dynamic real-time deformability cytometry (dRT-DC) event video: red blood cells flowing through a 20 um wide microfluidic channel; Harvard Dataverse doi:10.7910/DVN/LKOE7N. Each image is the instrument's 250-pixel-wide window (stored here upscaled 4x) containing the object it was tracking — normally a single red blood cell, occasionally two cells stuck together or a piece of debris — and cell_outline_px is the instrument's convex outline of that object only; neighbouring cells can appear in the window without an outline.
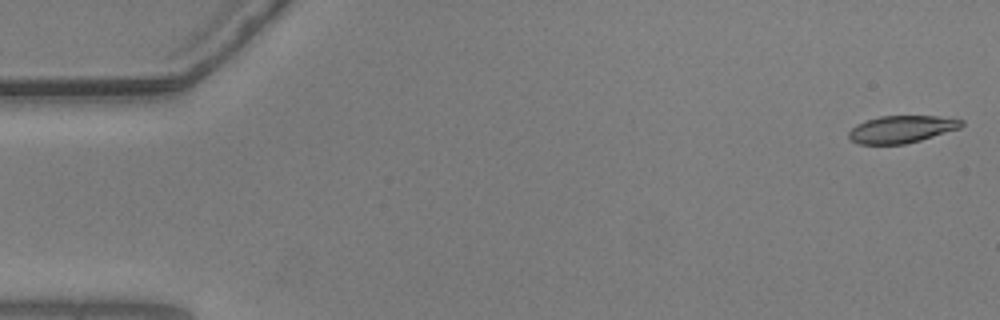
{"species": "common noctule bat (a hibernating species)", "species_latin": "Nyctalus noctula", "temperature_condition": "warm", "stored_images_in_passage": 46, "camera_frame_rate_fps": 3000, "um_per_image_px": 0.085, "animal": {"sex": "male", "body_mass_g": 20.5, "forearm_length_mm": 52.5}, "frame": {"image": 1, "passage_image": 1, "time_ms": 0.0, "image_size_px": [1000, 320], "cell_outline_px": [[964, 124], [960, 128], [920, 140], [904, 144], [860, 144], [852, 140], [848, 136], [848, 132], [856, 124], [880, 116], [936, 116], [964, 120]], "centroid_in_image_um": [76.64, 10.98], "position_along_channel_um": 8.4, "area_um2": 17.74}}
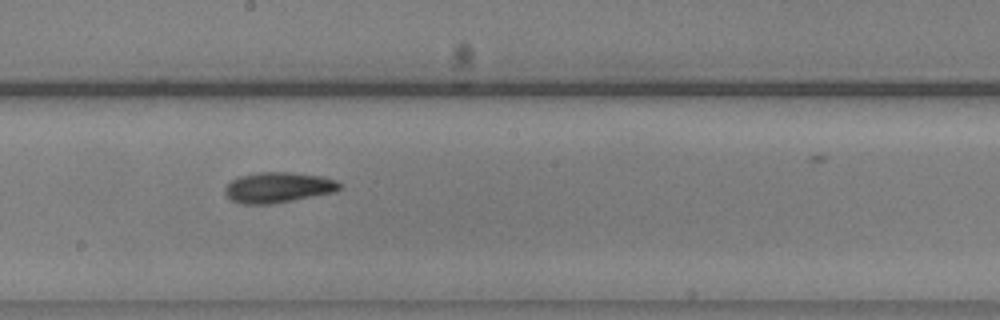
{"frame": {"image": 2, "passage_image": 30, "time_ms": 9.667, "image_size_px": [1000, 320], "cell_outline_px": [[344, 184], [336, 192], [272, 204], [240, 204], [232, 200], [224, 192], [224, 188], [232, 180], [240, 176], [260, 172], [292, 172], [320, 176], [336, 180]], "centroid_in_image_um": [23.67, 15.93], "position_along_channel_um": 224.5, "area_um2": 20.46}}
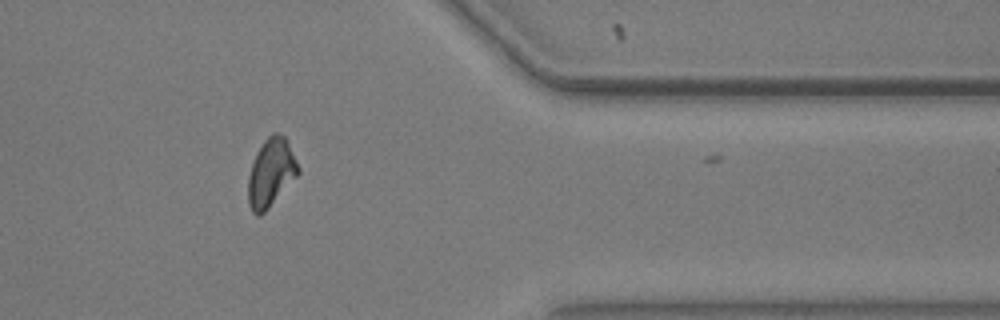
{"frame": {"image": 3, "passage_image": 45, "time_ms": 14.667, "image_size_px": [1000, 320], "cell_outline_px": [[300, 172], [268, 208], [260, 216], [256, 216], [252, 212], [248, 204], [248, 176], [256, 152], [264, 140], [272, 132], [276, 132], [284, 136], [300, 168]], "centroid_in_image_um": [23.01, 14.68], "position_along_channel_um": 388.4, "area_um2": 19.71}}